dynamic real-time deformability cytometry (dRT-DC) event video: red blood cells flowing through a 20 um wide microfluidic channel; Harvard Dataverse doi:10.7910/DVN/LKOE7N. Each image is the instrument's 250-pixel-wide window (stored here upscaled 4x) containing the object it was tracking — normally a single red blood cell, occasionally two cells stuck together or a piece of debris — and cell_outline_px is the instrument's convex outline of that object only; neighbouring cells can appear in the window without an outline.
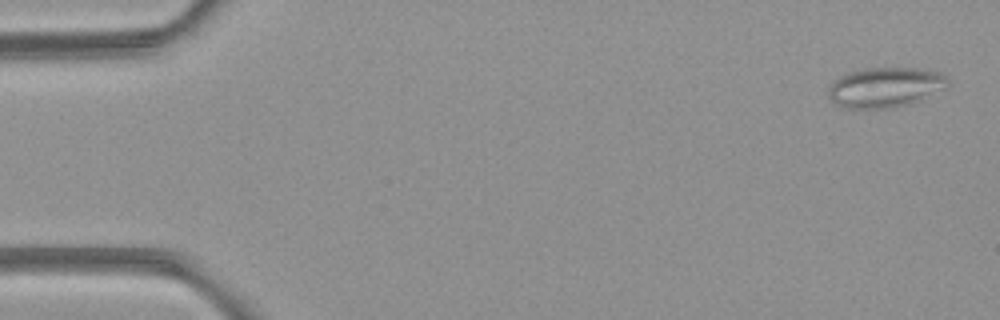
{"species": "common noctule bat (a hibernating species)", "species_latin": "Nyctalus noctula", "temperature_condition": "room temperature", "stored_images_in_passage": 2, "camera_frame_rate_fps": 3000, "um_per_image_px": 0.085, "animal": {"sex": "female", "body_mass_g": 21.9}, "frame": {"image": 1, "passage_image": 2, "time_ms": 2.0, "image_size_px": [1000, 320], "cell_outline_px": [[948, 84], [944, 88], [912, 104], [896, 108], [844, 108], [836, 104], [828, 96], [828, 84], [832, 80], [848, 72], [868, 68], [928, 68], [940, 72], [948, 76]], "centroid_in_image_um": [75.24, 7.42], "position_along_channel_um": 9.8, "area_um2": 28.32}}